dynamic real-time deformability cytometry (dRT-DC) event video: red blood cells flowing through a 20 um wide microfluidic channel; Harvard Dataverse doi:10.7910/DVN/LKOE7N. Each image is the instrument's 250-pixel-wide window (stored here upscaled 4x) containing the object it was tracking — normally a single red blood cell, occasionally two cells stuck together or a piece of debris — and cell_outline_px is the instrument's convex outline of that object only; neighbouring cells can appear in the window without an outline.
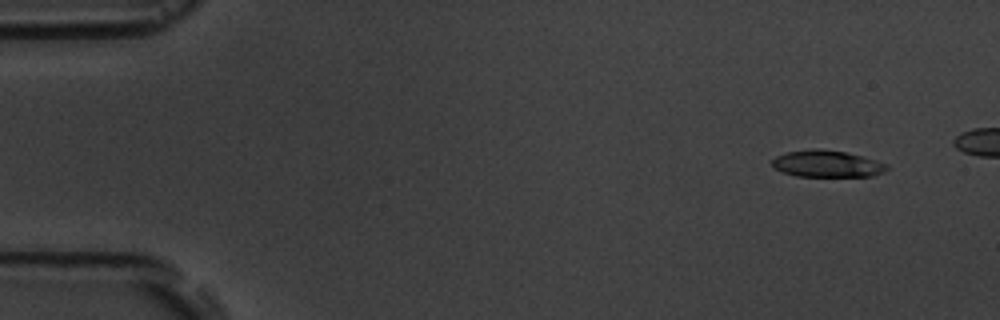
{"species": "common noctule bat (a hibernating species)", "species_latin": "Nyctalus noctula", "temperature_condition": "room temperature", "stored_images_in_passage": 9, "camera_frame_rate_fps": 3000, "um_per_image_px": 0.085, "animal": {"sex": "male", "body_mass_g": 19.5, "forearm_length_mm": 54.6}, "frame": {"image": 1, "passage_image": 1, "time_ms": 0.0, "image_size_px": [1000, 320], "cell_outline_px": [[888, 168], [884, 172], [872, 176], [796, 176], [784, 172], [776, 168], [772, 164], [772, 160], [776, 156], [788, 152], [812, 148], [820, 148], [844, 152], [860, 156], [888, 164]], "centroid_in_image_um": [70.3, 13.92], "position_along_channel_um": 14.7, "area_um2": 17.69}}
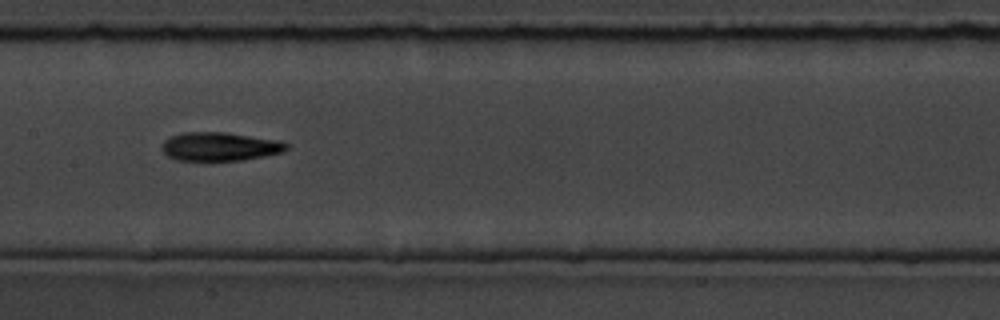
{"frame": {"image": 2, "passage_image": 7, "time_ms": 7.667, "image_size_px": [1000, 320], "cell_outline_px": [[288, 148], [284, 152], [244, 160], [208, 164], [204, 164], [176, 160], [168, 156], [160, 148], [160, 144], [168, 136], [180, 132], [224, 132], [280, 140], [288, 144]], "centroid_in_image_um": [18.61, 12.5], "position_along_channel_um": 188.8, "area_um2": 22.08}}
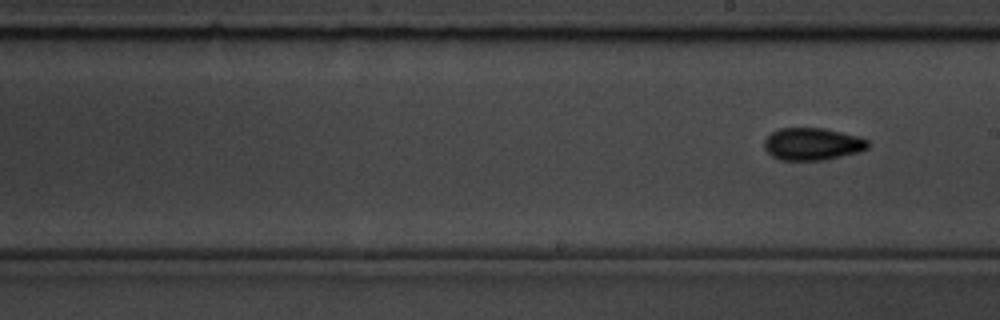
{"frame": {"image": 3, "passage_image": 9, "time_ms": 11.0, "image_size_px": [1000, 320], "cell_outline_px": [[868, 148], [860, 152], [824, 160], [780, 160], [772, 156], [764, 148], [764, 140], [772, 132], [780, 128], [824, 128], [856, 136], [868, 140]], "centroid_in_image_um": [69.04, 12.25], "position_along_channel_um": 220.0, "area_um2": 19.48}}